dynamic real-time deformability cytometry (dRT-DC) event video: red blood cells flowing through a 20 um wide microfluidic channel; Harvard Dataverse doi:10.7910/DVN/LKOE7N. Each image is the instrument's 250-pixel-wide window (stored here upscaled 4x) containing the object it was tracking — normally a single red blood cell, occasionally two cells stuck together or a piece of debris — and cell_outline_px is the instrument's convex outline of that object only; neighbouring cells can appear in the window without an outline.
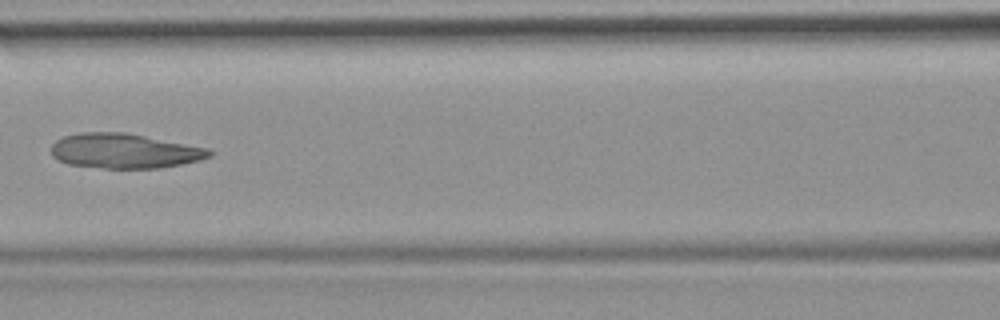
{"species": "common noctule bat (a hibernating species)", "species_latin": "Nyctalus noctula", "temperature_condition": "room temperature", "stored_images_in_passage": 7, "camera_frame_rate_fps": 3000, "um_per_image_px": 0.085, "animal": {"sex": "female", "body_mass_g": 19.9}, "frame": {"image": 1, "passage_image": 6, "time_ms": 1.667, "image_size_px": [1000, 320], "cell_outline_px": [[212, 156], [200, 160], [160, 168], [104, 168], [68, 164], [52, 156], [52, 144], [56, 140], [64, 136], [80, 132], [124, 132], [208, 148], [212, 152]], "centroid_in_image_um": [10.57, 12.83], "position_along_channel_um": 156.0, "area_um2": 31.91}}
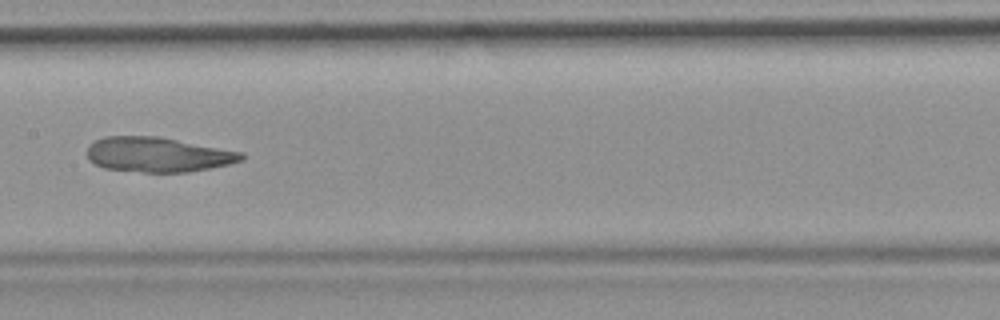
{"frame": {"image": 2, "passage_image": 7, "time_ms": 2.0, "image_size_px": [1000, 320], "cell_outline_px": [[244, 160], [228, 164], [188, 172], [144, 172], [104, 168], [88, 160], [88, 144], [104, 136], [160, 136], [244, 152]], "centroid_in_image_um": [13.43, 13.13], "position_along_channel_um": 194.0, "area_um2": 31.44}}